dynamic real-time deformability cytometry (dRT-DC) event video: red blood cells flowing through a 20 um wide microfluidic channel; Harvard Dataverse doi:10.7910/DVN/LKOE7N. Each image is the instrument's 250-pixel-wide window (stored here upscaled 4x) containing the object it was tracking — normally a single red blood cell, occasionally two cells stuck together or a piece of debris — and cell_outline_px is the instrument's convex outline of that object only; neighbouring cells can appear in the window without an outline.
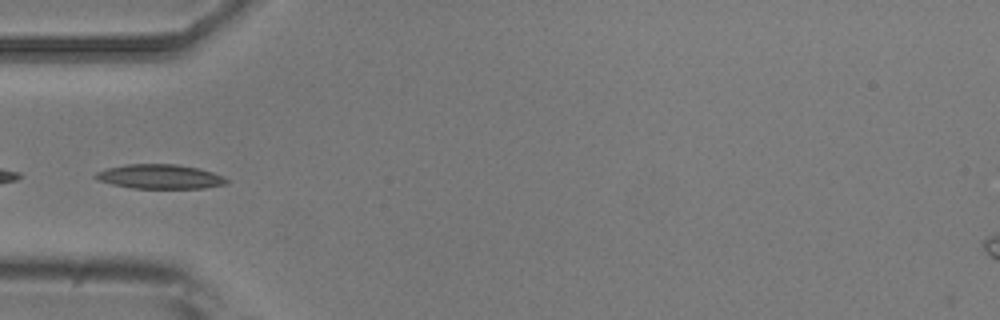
{"species": "common noctule bat (a hibernating species)", "species_latin": "Nyctalus noctula", "temperature_condition": "room temperature", "stored_images_in_passage": 5, "camera_frame_rate_fps": 3000, "um_per_image_px": 0.085, "animal": {"sex": "male", "body_mass_g": 20.5, "forearm_length_mm": 52.5}, "frame": {"image": 1, "passage_image": 5, "time_ms": 4.667, "image_size_px": [1000, 320], "cell_outline_px": [[228, 184], [204, 188], [132, 188], [112, 184], [96, 180], [92, 176], [96, 172], [108, 168], [124, 164], [176, 164], [200, 168], [224, 176], [228, 180]], "centroid_in_image_um": [13.59, 15.01], "position_along_channel_um": 71.4, "area_um2": 18.79}}